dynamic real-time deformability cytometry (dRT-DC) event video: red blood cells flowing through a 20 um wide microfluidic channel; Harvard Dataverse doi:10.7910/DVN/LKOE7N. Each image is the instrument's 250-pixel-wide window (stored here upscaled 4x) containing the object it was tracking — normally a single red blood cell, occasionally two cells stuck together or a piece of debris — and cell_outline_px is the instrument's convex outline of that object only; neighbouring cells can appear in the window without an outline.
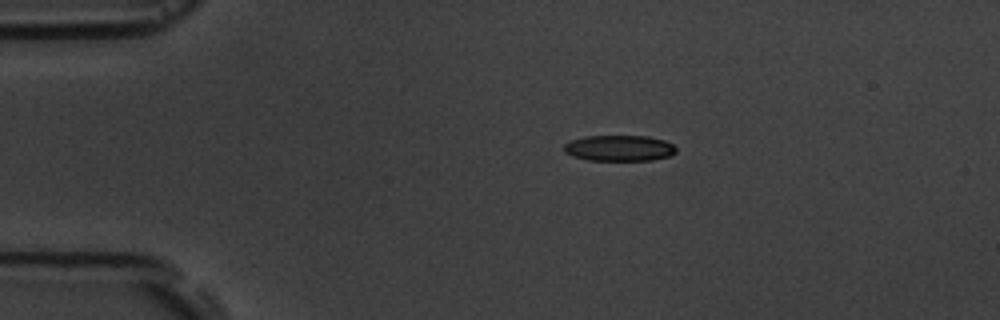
{"species": "common noctule bat (a hibernating species)", "species_latin": "Nyctalus noctula", "temperature_condition": "room temperature", "stored_images_in_passage": 3, "camera_frame_rate_fps": 3000, "um_per_image_px": 0.085, "animal": {"sex": "male", "body_mass_g": 19.5, "forearm_length_mm": 54.6}, "frame": {"image": 1, "passage_image": 1, "time_ms": 0.0, "image_size_px": [1000, 320], "cell_outline_px": [[676, 152], [672, 156], [652, 160], [588, 160], [572, 156], [564, 152], [564, 144], [572, 140], [584, 136], [648, 136], [664, 140], [672, 144], [676, 148]], "centroid_in_image_um": [52.65, 12.59], "position_along_channel_um": 32.4, "area_um2": 16.99}}